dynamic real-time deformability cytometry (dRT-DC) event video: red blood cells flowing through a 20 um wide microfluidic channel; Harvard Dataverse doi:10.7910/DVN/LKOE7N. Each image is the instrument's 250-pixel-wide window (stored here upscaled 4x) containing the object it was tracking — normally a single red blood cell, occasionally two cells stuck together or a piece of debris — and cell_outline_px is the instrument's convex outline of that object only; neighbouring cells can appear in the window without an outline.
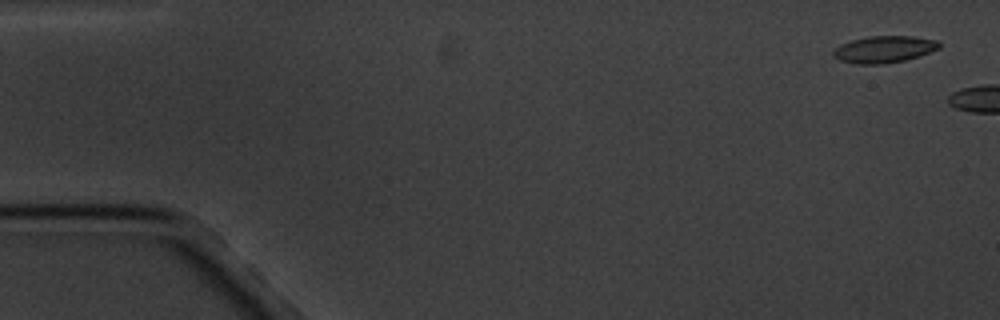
{"species": "common noctule bat (a hibernating species)", "species_latin": "Nyctalus noctula", "temperature_condition": "cold", "stored_images_in_passage": 3, "camera_frame_rate_fps": 3000, "um_per_image_px": 0.085, "animal": {"sex": "male", "body_mass_g": 20.1, "forearm_length_mm": 53.5}, "frame": {"image": 1, "passage_image": 1, "time_ms": 0.0, "image_size_px": [1000, 320], "cell_outline_px": [[940, 48], [904, 60], [880, 64], [856, 64], [840, 60], [832, 56], [832, 52], [840, 44], [852, 40], [868, 36], [912, 36], [936, 40], [940, 44]], "centroid_in_image_um": [75.1, 4.18], "position_along_channel_um": 9.9, "area_um2": 16.36}}